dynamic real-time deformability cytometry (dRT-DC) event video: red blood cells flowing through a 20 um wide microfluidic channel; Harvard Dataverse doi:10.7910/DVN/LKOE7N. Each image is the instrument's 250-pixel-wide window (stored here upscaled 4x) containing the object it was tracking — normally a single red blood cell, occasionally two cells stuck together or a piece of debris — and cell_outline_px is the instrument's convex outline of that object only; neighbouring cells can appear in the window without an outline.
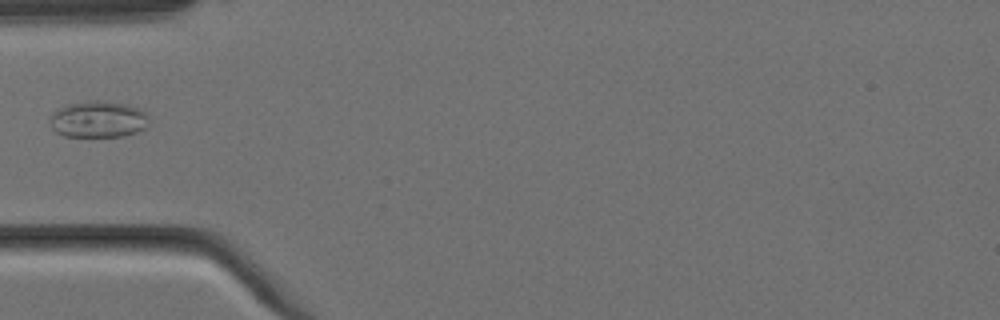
{"species": "Egyptian fruit bat (a non-hibernating species)", "species_latin": "Rousettus aegyptiacus", "temperature_condition": "cold", "stored_images_in_passage": 5, "camera_frame_rate_fps": 3000, "um_per_image_px": 0.085, "animal": {"sex": "female"}, "frame": {"image": 1, "passage_image": 2, "time_ms": 0.333, "image_size_px": [1000, 320], "cell_outline_px": [[148, 124], [144, 128], [136, 132], [124, 136], [64, 136], [56, 132], [52, 128], [52, 112], [56, 108], [68, 104], [96, 100], [104, 100], [128, 104], [140, 108], [148, 116]], "centroid_in_image_um": [8.37, 10.13], "position_along_channel_um": 76.6, "area_um2": 21.1}}
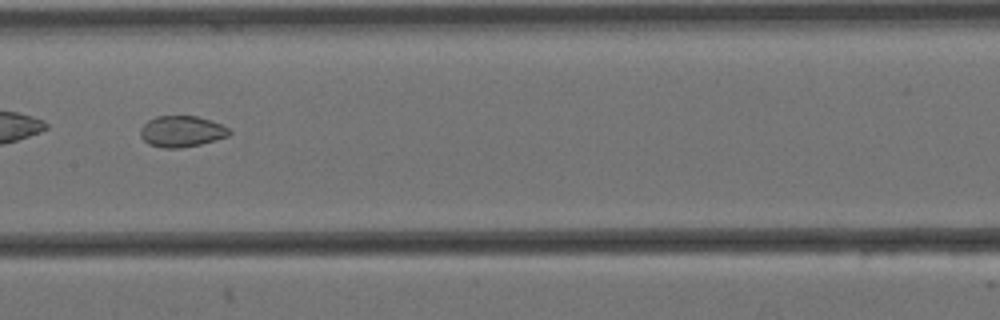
{"frame": {"image": 2, "passage_image": 5, "time_ms": 1.333, "image_size_px": [1000, 320], "cell_outline_px": [[232, 132], [228, 136], [200, 144], [180, 148], [164, 148], [148, 144], [140, 136], [140, 128], [148, 120], [156, 116], [196, 116], [220, 124], [228, 128]], "centroid_in_image_um": [15.41, 11.17], "position_along_channel_um": 192.0, "area_um2": 16.01}}